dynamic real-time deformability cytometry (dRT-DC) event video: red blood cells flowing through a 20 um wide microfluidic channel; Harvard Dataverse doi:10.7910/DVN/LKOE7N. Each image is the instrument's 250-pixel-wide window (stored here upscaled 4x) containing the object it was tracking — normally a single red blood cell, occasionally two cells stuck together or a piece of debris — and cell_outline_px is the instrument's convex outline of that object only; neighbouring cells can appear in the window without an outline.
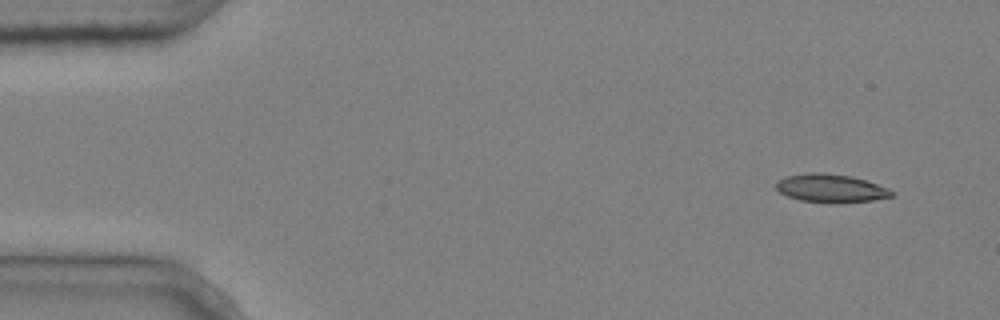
{"species": "common noctule bat (a hibernating species)", "species_latin": "Nyctalus noctula", "temperature_condition": "cold", "stored_images_in_passage": 3, "camera_frame_rate_fps": 3000, "um_per_image_px": 0.085, "animal": {"sex": "male", "body_mass_g": 20.4}, "frame": {"image": 1, "passage_image": 1, "time_ms": 0.0, "image_size_px": [1000, 320], "cell_outline_px": [[892, 196], [872, 200], [800, 200], [788, 196], [780, 192], [776, 188], [776, 184], [780, 180], [788, 176], [812, 172], [824, 172], [852, 176], [888, 188], [892, 192]], "centroid_in_image_um": [70.59, 15.94], "position_along_channel_um": 14.4, "area_um2": 17.86}}